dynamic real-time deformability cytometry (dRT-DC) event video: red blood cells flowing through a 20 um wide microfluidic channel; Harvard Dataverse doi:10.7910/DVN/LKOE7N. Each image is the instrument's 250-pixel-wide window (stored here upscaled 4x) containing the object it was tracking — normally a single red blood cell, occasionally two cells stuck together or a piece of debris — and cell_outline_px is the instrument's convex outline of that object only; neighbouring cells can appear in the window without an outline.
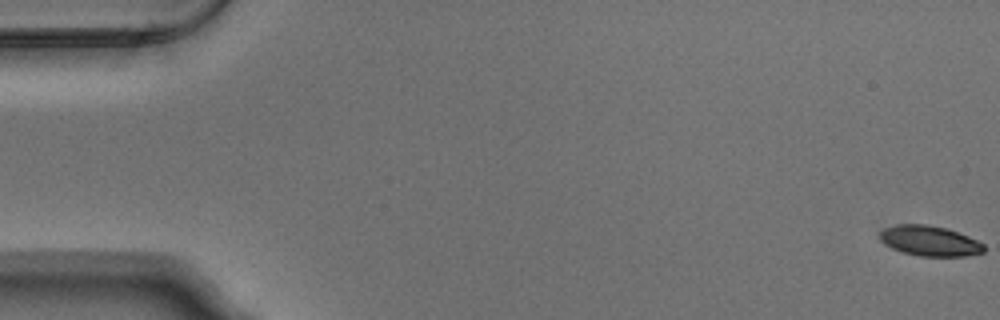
{"species": "Egyptian fruit bat (a non-hibernating species)", "species_latin": "Rousettus aegyptiacus", "temperature_condition": "warm", "stored_images_in_passage": 55, "camera_frame_rate_fps": 3000, "um_per_image_px": 0.085, "animal": {"sex": "male"}, "frame": {"image": 1, "passage_image": 1, "time_ms": 0.0, "image_size_px": [1000, 320], "cell_outline_px": [[984, 252], [964, 256], [920, 256], [904, 252], [892, 248], [884, 244], [880, 240], [880, 232], [884, 228], [896, 224], [928, 224], [944, 228], [968, 236], [984, 244]], "centroid_in_image_um": [79.0, 20.47], "position_along_channel_um": 6.0, "area_um2": 18.21}}
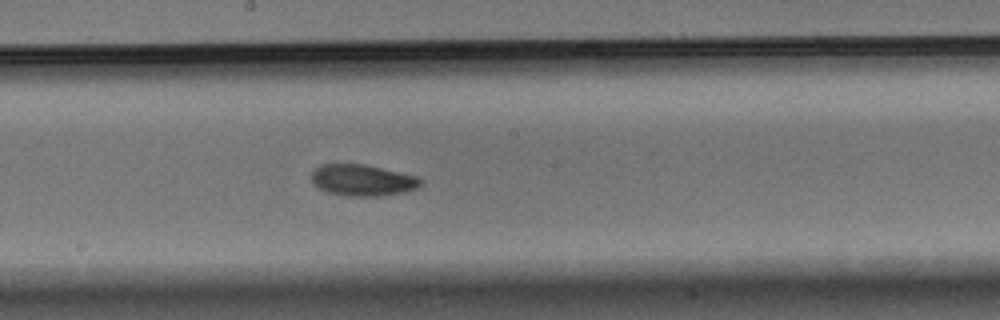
{"frame": {"image": 2, "passage_image": 30, "time_ms": 9.667, "image_size_px": [1000, 320], "cell_outline_px": [[424, 180], [416, 188], [408, 192], [380, 196], [344, 196], [328, 192], [312, 184], [312, 172], [320, 164], [364, 164], [416, 176]], "centroid_in_image_um": [30.81, 15.33], "position_along_channel_um": 217.4, "area_um2": 20.0}}
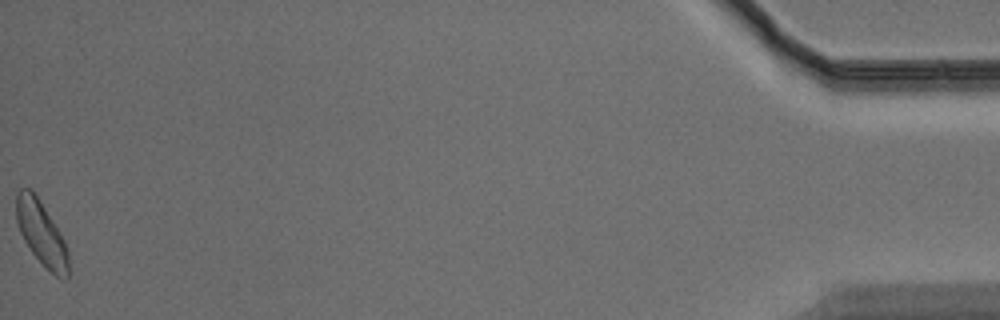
{"frame": {"image": 3, "passage_image": 55, "time_ms": 18.0, "image_size_px": [1000, 320], "cell_outline_px": [[68, 280], [56, 276], [32, 252], [24, 240], [20, 232], [16, 220], [16, 192], [20, 188], [28, 188], [40, 200], [64, 240], [68, 252]], "centroid_in_image_um": [3.51, 19.81], "position_along_channel_um": 431.7, "area_um2": 19.02}, "authors_computed_cell_mechanics": {"area_um2": 19.363, "velocity_mm_per_s": 3.7582, "shape_relaxation_time_tau1_ms": 3.9432, "shape_relaxation_time_tau2_ms": 5.0284, "deformation_change_tau1": 0.1067, "deformation_change_tau2": 0.1109}}